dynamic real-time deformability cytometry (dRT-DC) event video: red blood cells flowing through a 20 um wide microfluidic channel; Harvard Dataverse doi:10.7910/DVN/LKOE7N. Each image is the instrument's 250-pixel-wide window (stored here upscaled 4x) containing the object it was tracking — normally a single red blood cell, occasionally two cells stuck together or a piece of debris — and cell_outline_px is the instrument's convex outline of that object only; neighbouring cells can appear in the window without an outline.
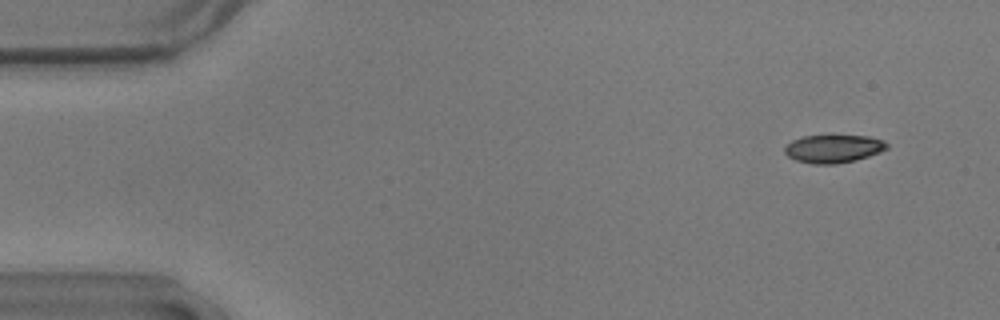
{"species": "common noctule bat (a hibernating species)", "species_latin": "Nyctalus noctula", "temperature_condition": "warm", "stored_images_in_passage": 11, "camera_frame_rate_fps": 3000, "um_per_image_px": 0.085, "animal": {"sex": "male", "body_mass_g": 17.9}, "frame": {"image": 1, "passage_image": 5, "time_ms": 1.333, "image_size_px": [1000, 320], "cell_outline_px": [[888, 148], [880, 152], [868, 156], [836, 164], [812, 164], [796, 160], [788, 156], [784, 152], [784, 148], [792, 140], [804, 136], [868, 136], [884, 140], [888, 144]], "centroid_in_image_um": [70.84, 12.64], "position_along_channel_um": 14.2, "area_um2": 16.53}}